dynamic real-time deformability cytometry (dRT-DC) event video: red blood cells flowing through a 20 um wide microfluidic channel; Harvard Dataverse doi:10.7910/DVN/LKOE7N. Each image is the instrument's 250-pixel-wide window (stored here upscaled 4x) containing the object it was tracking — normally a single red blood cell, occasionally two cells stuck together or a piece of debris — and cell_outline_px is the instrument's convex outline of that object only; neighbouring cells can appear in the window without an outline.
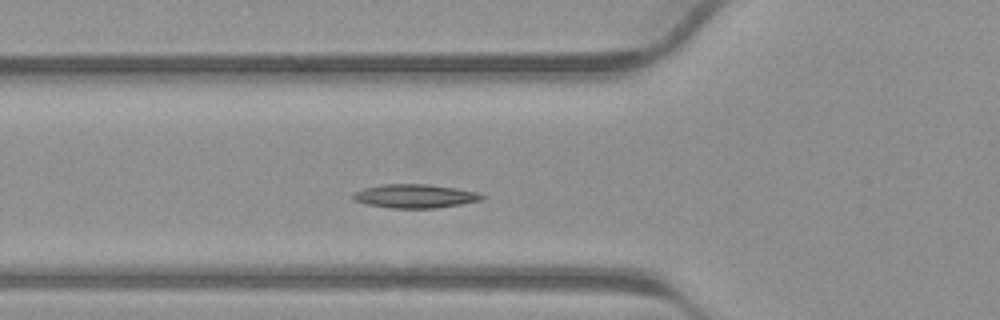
{"species": "common noctule bat (a hibernating species)", "species_latin": "Nyctalus noctula", "temperature_condition": "warm", "stored_images_in_passage": 25, "camera_frame_rate_fps": 3000, "um_per_image_px": 0.085, "animal": {"sex": "male", "body_mass_g": 23.1, "forearm_length_mm": 52.7}, "frame": {"image": 1, "passage_image": 9, "time_ms": 2.667, "image_size_px": [1000, 320], "cell_outline_px": [[476, 196], [468, 200], [448, 204], [380, 204], [368, 200], [380, 188], [440, 188], [464, 192]], "centroid_in_image_um": [35.61, 16.68], "position_along_channel_um": 90.2, "area_um2": 10.29}}
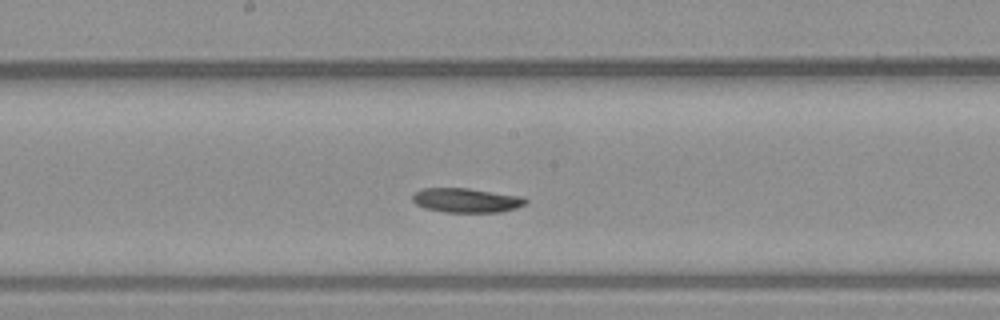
{"frame": {"image": 2, "passage_image": 16, "time_ms": 5.0, "image_size_px": [1000, 320], "cell_outline_px": [[524, 200], [520, 204], [508, 208], [436, 208], [424, 204], [416, 200], [416, 196], [424, 192], [440, 188], [456, 188], [480, 192]], "centroid_in_image_um": [39.52, 16.94], "position_along_channel_um": 208.7, "area_um2": 11.27}}
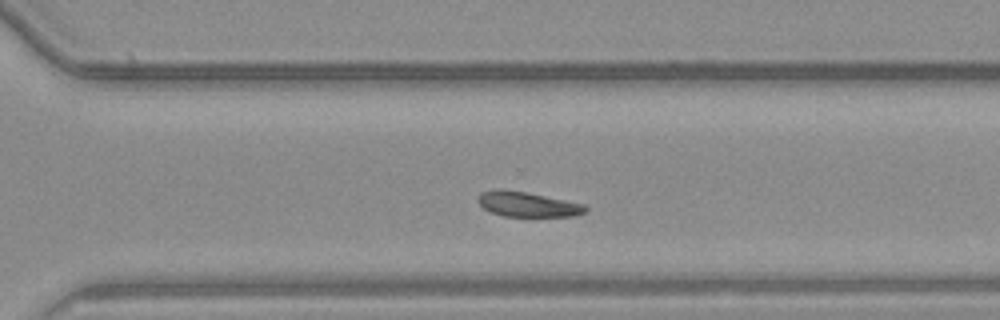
{"frame": {"image": 3, "passage_image": 23, "time_ms": 7.333, "image_size_px": [1000, 320], "cell_outline_px": [[584, 208], [580, 212], [556, 216], [516, 216], [496, 212], [488, 208], [480, 200], [492, 192], [516, 192], [536, 196]], "centroid_in_image_um": [44.78, 17.43], "position_along_channel_um": 325.8, "area_um2": 12.08}}